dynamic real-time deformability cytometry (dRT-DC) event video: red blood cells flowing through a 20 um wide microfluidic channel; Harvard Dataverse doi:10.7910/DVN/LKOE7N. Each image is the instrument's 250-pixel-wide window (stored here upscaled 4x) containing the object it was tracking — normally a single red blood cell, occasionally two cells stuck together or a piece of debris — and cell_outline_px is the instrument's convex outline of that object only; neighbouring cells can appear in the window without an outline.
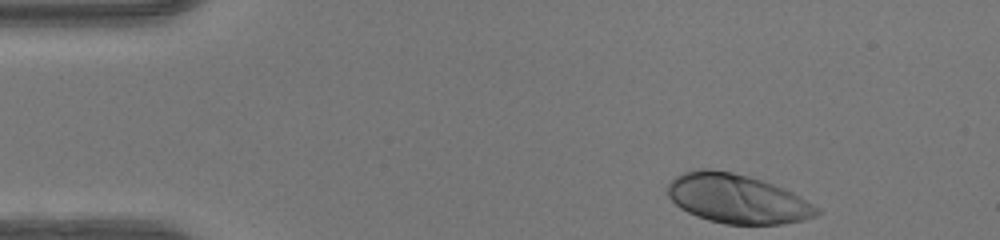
{"species": "human", "species_latin": "Homo sapiens", "temperature_condition": "warm", "stored_images_in_passage": 44, "camera_frame_rate_fps": 3000, "um_per_image_px": 0.085, "donor": {"sex": "female"}, "frame": {"image": 1, "passage_image": 1, "time_ms": 0.0, "image_size_px": [1000, 240], "cell_outline_px": [[820, 212], [816, 216], [804, 220], [784, 224], [724, 224], [708, 220], [696, 216], [680, 208], [668, 196], [668, 184], [676, 176], [684, 172], [696, 168], [708, 168], [732, 172], [748, 176], [784, 188], [800, 196], [820, 208]], "centroid_in_image_um": [62.67, 16.9], "position_along_channel_um": 22.3, "area_um2": 42.77}}
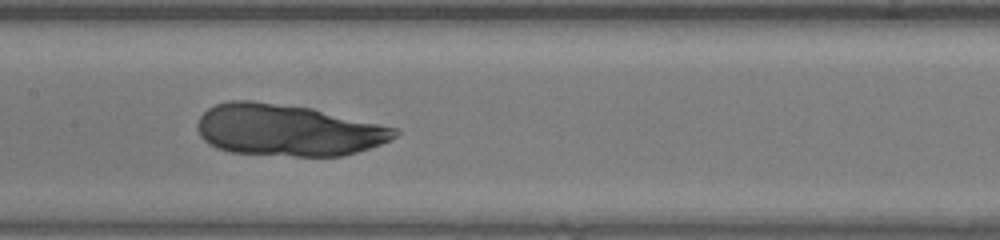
{"frame": {"image": 2, "passage_image": 19, "time_ms": 6.0, "image_size_px": [1000, 240], "cell_outline_px": [[400, 132], [396, 136], [380, 144], [356, 152], [340, 156], [296, 156], [232, 152], [216, 148], [208, 144], [200, 136], [196, 128], [196, 124], [200, 116], [208, 108], [216, 104], [228, 100], [252, 100], [312, 108], [380, 124], [396, 128]], "centroid_in_image_um": [24.4, 11.05], "position_along_channel_um": 183.0, "area_um2": 59.36}}
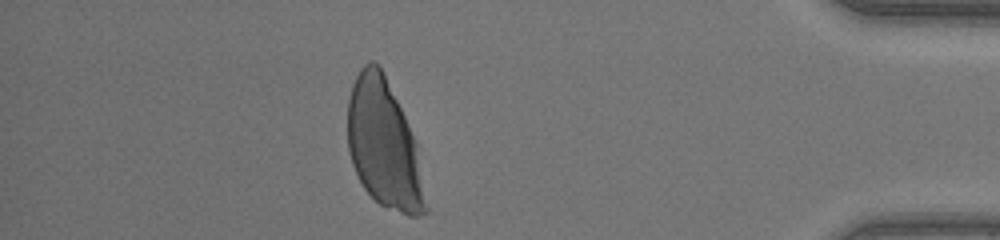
{"frame": {"image": 3, "passage_image": 38, "time_ms": 12.333, "image_size_px": [1000, 240], "cell_outline_px": [[428, 212], [420, 216], [408, 216], [380, 204], [364, 188], [352, 164], [348, 152], [348, 96], [352, 84], [360, 68], [368, 60], [372, 60], [380, 64], [404, 116], [416, 144], [428, 208]], "centroid_in_image_um": [32.62, 12.26], "position_along_channel_um": 402.6, "area_um2": 57.92}}